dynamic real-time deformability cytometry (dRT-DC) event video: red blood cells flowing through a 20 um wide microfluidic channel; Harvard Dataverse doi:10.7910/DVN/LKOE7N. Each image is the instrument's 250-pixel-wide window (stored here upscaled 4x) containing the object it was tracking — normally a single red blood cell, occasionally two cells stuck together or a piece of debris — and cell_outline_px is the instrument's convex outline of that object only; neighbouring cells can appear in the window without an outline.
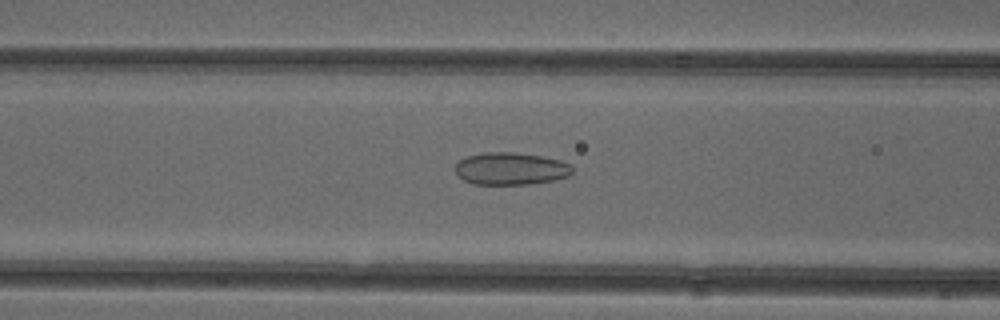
{"species": "common noctule bat (a hibernating species)", "species_latin": "Nyctalus noctula", "temperature_condition": "cold", "stored_images_in_passage": 52, "camera_frame_rate_fps": 3000, "um_per_image_px": 0.085, "animal": {"sex": "female"}, "frame": {"image": 1, "passage_image": 21, "time_ms": 6.667, "image_size_px": [1000, 320], "cell_outline_px": [[572, 172], [568, 176], [552, 180], [528, 184], [472, 184], [464, 180], [456, 172], [456, 164], [460, 160], [468, 156], [484, 152], [516, 152], [540, 156], [560, 160], [572, 164]], "centroid_in_image_um": [43.42, 14.33], "position_along_channel_um": 123.2, "area_um2": 21.96}}
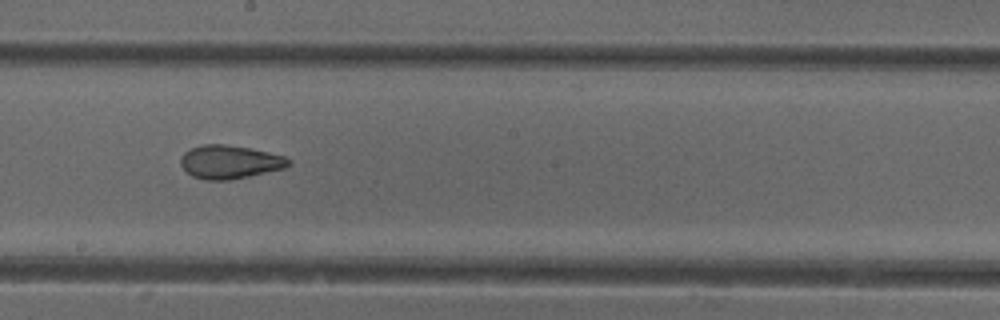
{"frame": {"image": 2, "passage_image": 29, "time_ms": 9.333, "image_size_px": [1000, 320], "cell_outline_px": [[292, 160], [284, 168], [248, 176], [228, 180], [204, 180], [192, 176], [180, 164], [180, 156], [184, 152], [192, 148], [204, 144], [224, 144], [252, 148], [284, 156]], "centroid_in_image_um": [19.5, 13.76], "position_along_channel_um": 228.7, "area_um2": 20.92}}
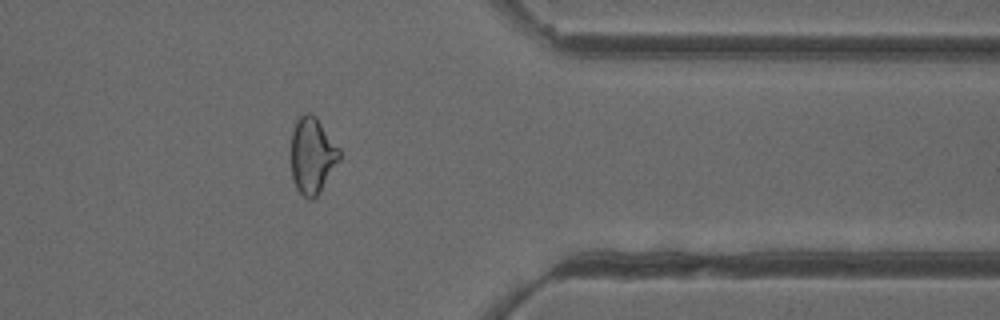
{"frame": {"image": 3, "passage_image": 42, "time_ms": 13.667, "image_size_px": [1000, 320], "cell_outline_px": [[340, 160], [320, 192], [312, 200], [308, 200], [296, 188], [292, 176], [292, 132], [296, 120], [304, 112], [312, 112], [316, 116], [340, 148]], "centroid_in_image_um": [26.56, 13.2], "position_along_channel_um": 384.8, "area_um2": 21.62}, "authors_computed_cell_mechanics": {"area_um2": 22.9466, "velocity_mm_per_s": 3.9495, "shape_relaxation_time_tau1_ms": null, "shape_relaxation_time_tau2_ms": 1.5932, "deformation_change_tau1": null, "deformation_change_tau2": 0.0743}}